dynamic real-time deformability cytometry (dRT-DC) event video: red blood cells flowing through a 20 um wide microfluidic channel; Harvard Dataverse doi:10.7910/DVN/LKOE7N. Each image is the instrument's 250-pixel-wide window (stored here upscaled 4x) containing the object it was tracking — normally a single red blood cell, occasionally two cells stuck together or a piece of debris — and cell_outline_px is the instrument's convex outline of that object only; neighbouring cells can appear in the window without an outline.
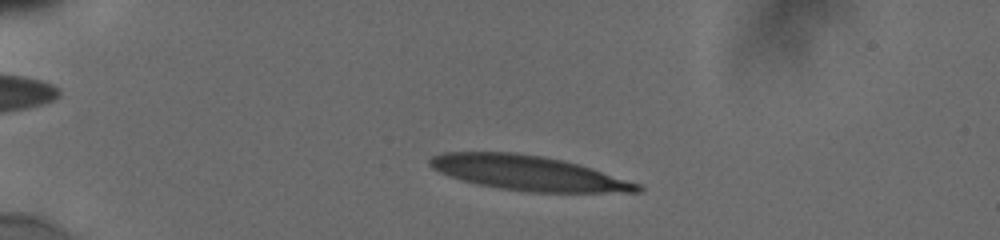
{"species": "human", "species_latin": "Homo sapiens", "temperature_condition": "cold", "stored_images_in_passage": 49, "camera_frame_rate_fps": 3000, "um_per_image_px": 0.085, "donor": {"sex": "male"}, "frame": {"image": 1, "passage_image": 8, "time_ms": 2.333, "image_size_px": [1000, 240], "cell_outline_px": [[644, 188], [640, 192], [528, 192], [500, 188], [476, 184], [440, 172], [432, 168], [428, 164], [428, 160], [432, 156], [444, 152], [516, 152], [544, 156], [564, 160], [580, 164], [640, 184]], "centroid_in_image_um": [44.91, 14.7], "position_along_channel_um": 40.1, "area_um2": 41.96}}
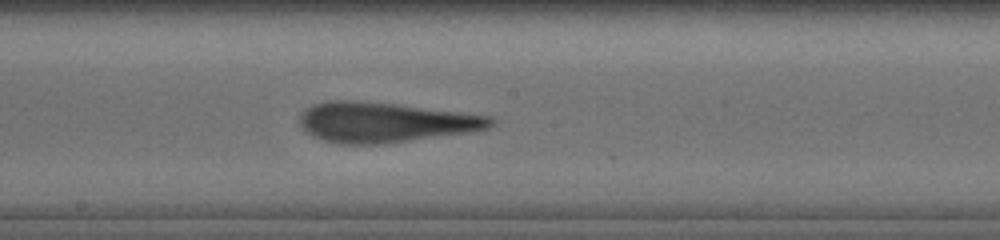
{"frame": {"image": 2, "passage_image": 26, "time_ms": 8.333, "image_size_px": [1000, 240], "cell_outline_px": [[496, 120], [488, 128], [472, 132], [380, 144], [340, 144], [324, 140], [312, 136], [300, 124], [300, 116], [304, 108], [312, 104], [328, 100], [356, 100], [392, 104], [492, 116]], "centroid_in_image_um": [32.7, 10.39], "position_along_channel_um": 215.5, "area_um2": 44.39}}
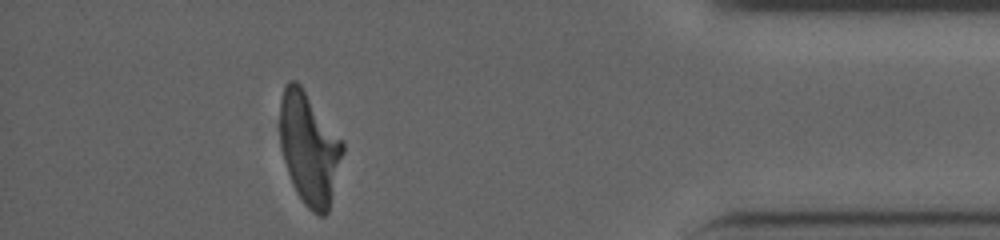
{"frame": {"image": 3, "passage_image": 44, "time_ms": 14.333, "image_size_px": [1000, 240], "cell_outline_px": [[344, 152], [328, 212], [324, 216], [320, 216], [312, 212], [304, 204], [296, 192], [292, 184], [280, 148], [280, 96], [284, 84], [288, 80], [296, 80], [300, 84], [344, 140]], "centroid_in_image_um": [26.28, 12.59], "position_along_channel_um": 408.9, "area_um2": 41.56}, "authors_computed_cell_mechanics": {"area_um2": 42.5408, "velocity_mm_per_s": 3.8518, "shape_relaxation_time_tau1_ms": 6.4675, "shape_relaxation_time_tau2_ms": 2.0933, "deformation_change_tau1": 0.2616, "deformation_change_tau2": 0.1327}}